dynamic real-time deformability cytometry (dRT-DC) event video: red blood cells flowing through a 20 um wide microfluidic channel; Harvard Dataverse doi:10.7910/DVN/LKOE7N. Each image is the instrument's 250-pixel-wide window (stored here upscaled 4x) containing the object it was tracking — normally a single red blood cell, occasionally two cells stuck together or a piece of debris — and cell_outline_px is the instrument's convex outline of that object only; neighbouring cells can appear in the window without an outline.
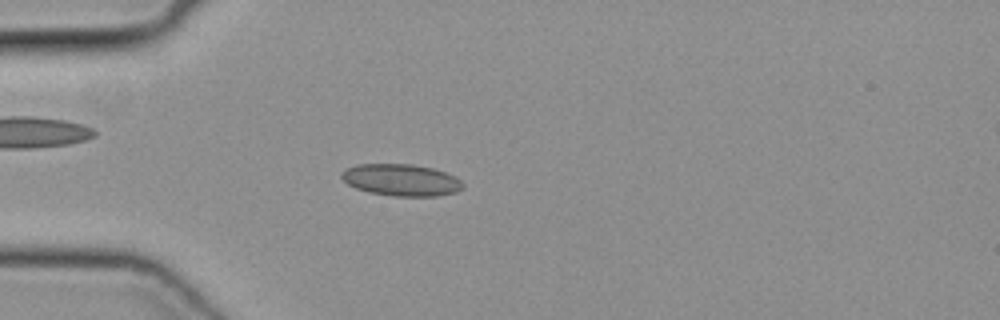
{"species": "common noctule bat (a hibernating species)", "species_latin": "Nyctalus noctula", "temperature_condition": "cold", "stored_images_in_passage": 49, "camera_frame_rate_fps": 3000, "um_per_image_px": 0.085, "animal": {"sex": "female", "body_mass_g": 19.3, "forearm_length_mm": 54.1}, "frame": {"image": 1, "passage_image": 14, "time_ms": 4.333, "image_size_px": [1000, 320], "cell_outline_px": [[464, 188], [456, 192], [436, 196], [392, 196], [368, 192], [356, 188], [348, 184], [340, 176], [340, 172], [356, 164], [412, 164], [432, 168], [444, 172], [460, 180], [464, 184]], "centroid_in_image_um": [34.09, 15.3], "position_along_channel_um": 50.9, "area_um2": 22.48}}
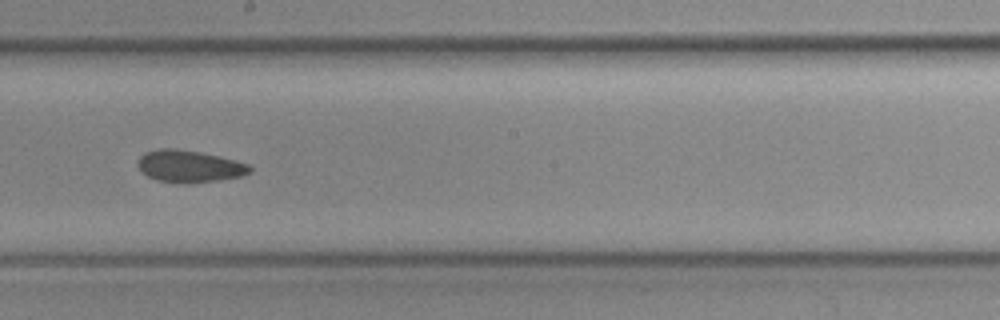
{"frame": {"image": 2, "passage_image": 28, "time_ms": 9.0, "image_size_px": [1000, 320], "cell_outline_px": [[252, 172], [240, 176], [216, 180], [188, 184], [156, 180], [148, 176], [136, 164], [140, 156], [144, 152], [160, 148], [176, 148], [200, 152], [236, 160], [248, 164], [252, 168]], "centroid_in_image_um": [16.08, 14.12], "position_along_channel_um": 232.1, "area_um2": 20.92}}
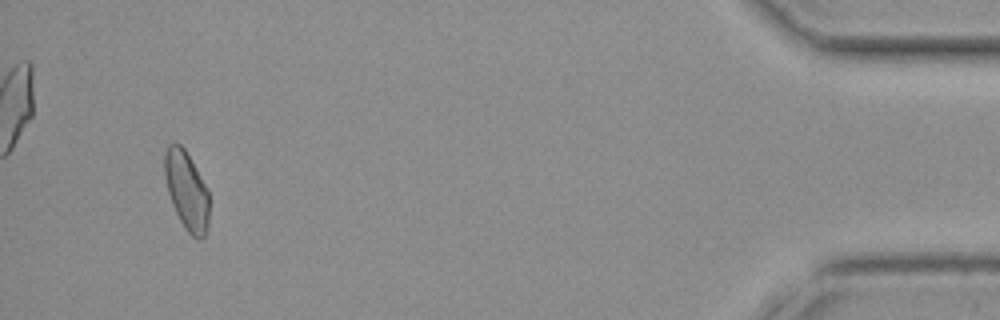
{"frame": {"image": 3, "passage_image": 47, "time_ms": 15.333, "image_size_px": [1000, 320], "cell_outline_px": [[208, 224], [204, 236], [200, 240], [192, 236], [184, 228], [172, 204], [168, 192], [164, 176], [164, 152], [168, 144], [180, 144], [184, 148], [200, 176], [208, 192]], "centroid_in_image_um": [15.83, 16.2], "position_along_channel_um": 419.4, "area_um2": 20.11}}